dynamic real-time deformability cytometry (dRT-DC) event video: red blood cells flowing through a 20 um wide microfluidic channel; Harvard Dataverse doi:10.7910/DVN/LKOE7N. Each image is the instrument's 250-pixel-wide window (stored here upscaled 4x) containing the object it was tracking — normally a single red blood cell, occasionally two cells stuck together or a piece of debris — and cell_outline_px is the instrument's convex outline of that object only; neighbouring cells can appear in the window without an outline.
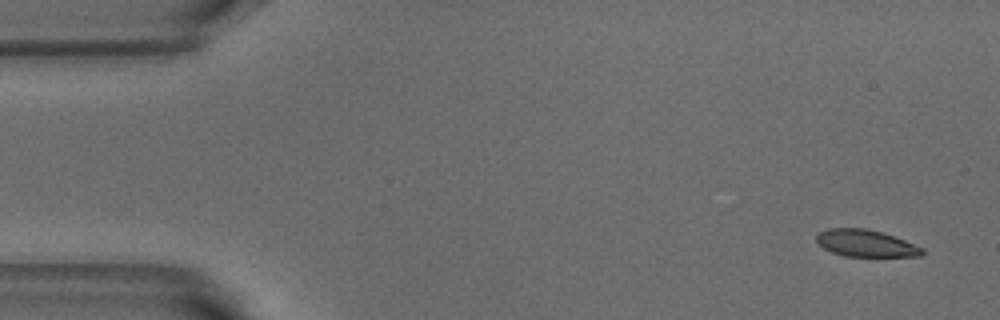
{"species": "common noctule bat (a hibernating species)", "species_latin": "Nyctalus noctula", "temperature_condition": "warm", "stored_images_in_passage": 5, "camera_frame_rate_fps": 3000, "um_per_image_px": 0.085, "animal": {"sex": "male", "body_mass_g": 18.8}, "frame": {"image": 1, "passage_image": 1, "time_ms": 0.0, "image_size_px": [1000, 320], "cell_outline_px": [[924, 252], [920, 256], [844, 256], [832, 252], [824, 248], [816, 240], [816, 236], [820, 232], [828, 228], [864, 228], [884, 232], [924, 248]], "centroid_in_image_um": [73.6, 20.67], "position_along_channel_um": 11.4, "area_um2": 16.53}}
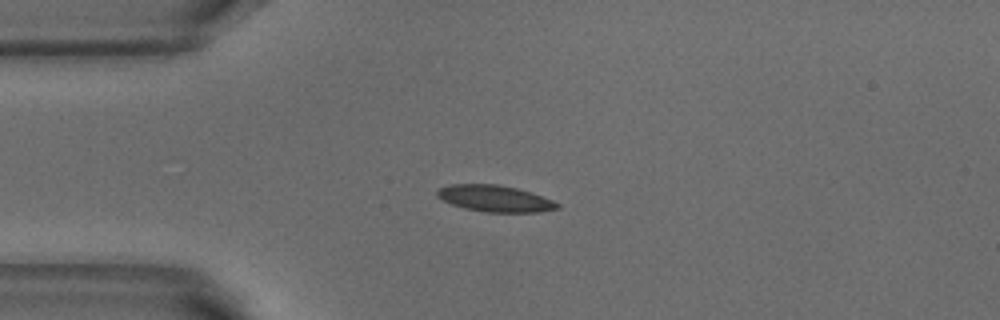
{"frame": {"image": 2, "passage_image": 3, "time_ms": 0.667, "image_size_px": [1000, 320], "cell_outline_px": [[560, 208], [540, 212], [484, 212], [464, 208], [452, 204], [436, 196], [436, 192], [440, 188], [448, 184], [496, 184], [516, 188], [532, 192], [552, 200], [560, 204]], "centroid_in_image_um": [42.08, 16.87], "position_along_channel_um": 42.9, "area_um2": 18.55}}